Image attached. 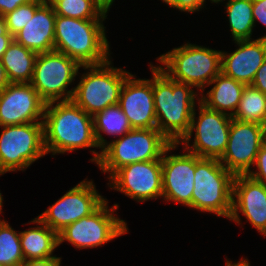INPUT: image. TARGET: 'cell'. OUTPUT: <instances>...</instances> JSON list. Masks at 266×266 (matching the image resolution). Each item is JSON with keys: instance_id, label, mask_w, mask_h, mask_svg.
<instances>
[{"instance_id": "16", "label": "cell", "mask_w": 266, "mask_h": 266, "mask_svg": "<svg viewBox=\"0 0 266 266\" xmlns=\"http://www.w3.org/2000/svg\"><path fill=\"white\" fill-rule=\"evenodd\" d=\"M45 106L30 83H10L0 91V127L43 122Z\"/></svg>"}, {"instance_id": "4", "label": "cell", "mask_w": 266, "mask_h": 266, "mask_svg": "<svg viewBox=\"0 0 266 266\" xmlns=\"http://www.w3.org/2000/svg\"><path fill=\"white\" fill-rule=\"evenodd\" d=\"M172 143L157 128H133L125 135L108 141L100 151L90 150L91 162L109 179L119 168L162 158Z\"/></svg>"}, {"instance_id": "11", "label": "cell", "mask_w": 266, "mask_h": 266, "mask_svg": "<svg viewBox=\"0 0 266 266\" xmlns=\"http://www.w3.org/2000/svg\"><path fill=\"white\" fill-rule=\"evenodd\" d=\"M231 121V116L198 102L192 114L189 132L178 144L201 158L220 159L227 147Z\"/></svg>"}, {"instance_id": "13", "label": "cell", "mask_w": 266, "mask_h": 266, "mask_svg": "<svg viewBox=\"0 0 266 266\" xmlns=\"http://www.w3.org/2000/svg\"><path fill=\"white\" fill-rule=\"evenodd\" d=\"M265 142V126L232 118L227 147L219 161L234 175H247Z\"/></svg>"}, {"instance_id": "23", "label": "cell", "mask_w": 266, "mask_h": 266, "mask_svg": "<svg viewBox=\"0 0 266 266\" xmlns=\"http://www.w3.org/2000/svg\"><path fill=\"white\" fill-rule=\"evenodd\" d=\"M36 57V52L13 40L1 58L10 83H30Z\"/></svg>"}, {"instance_id": "28", "label": "cell", "mask_w": 266, "mask_h": 266, "mask_svg": "<svg viewBox=\"0 0 266 266\" xmlns=\"http://www.w3.org/2000/svg\"><path fill=\"white\" fill-rule=\"evenodd\" d=\"M24 261L20 231L0 217V266H21Z\"/></svg>"}, {"instance_id": "31", "label": "cell", "mask_w": 266, "mask_h": 266, "mask_svg": "<svg viewBox=\"0 0 266 266\" xmlns=\"http://www.w3.org/2000/svg\"><path fill=\"white\" fill-rule=\"evenodd\" d=\"M163 3L169 5L171 8L179 10L181 13H194L201 11L206 6L207 0H161Z\"/></svg>"}, {"instance_id": "7", "label": "cell", "mask_w": 266, "mask_h": 266, "mask_svg": "<svg viewBox=\"0 0 266 266\" xmlns=\"http://www.w3.org/2000/svg\"><path fill=\"white\" fill-rule=\"evenodd\" d=\"M111 59L98 65H81L85 72L78 71L80 80L71 100L91 116L119 103L122 85L131 74L114 67Z\"/></svg>"}, {"instance_id": "40", "label": "cell", "mask_w": 266, "mask_h": 266, "mask_svg": "<svg viewBox=\"0 0 266 266\" xmlns=\"http://www.w3.org/2000/svg\"><path fill=\"white\" fill-rule=\"evenodd\" d=\"M107 11H110V8L112 7V5L114 4L113 2H115V0H98Z\"/></svg>"}, {"instance_id": "12", "label": "cell", "mask_w": 266, "mask_h": 266, "mask_svg": "<svg viewBox=\"0 0 266 266\" xmlns=\"http://www.w3.org/2000/svg\"><path fill=\"white\" fill-rule=\"evenodd\" d=\"M85 178L37 217L57 234L69 224L92 214L105 200L93 180Z\"/></svg>"}, {"instance_id": "27", "label": "cell", "mask_w": 266, "mask_h": 266, "mask_svg": "<svg viewBox=\"0 0 266 266\" xmlns=\"http://www.w3.org/2000/svg\"><path fill=\"white\" fill-rule=\"evenodd\" d=\"M232 118L266 127V94L251 85L245 86L239 106Z\"/></svg>"}, {"instance_id": "30", "label": "cell", "mask_w": 266, "mask_h": 266, "mask_svg": "<svg viewBox=\"0 0 266 266\" xmlns=\"http://www.w3.org/2000/svg\"><path fill=\"white\" fill-rule=\"evenodd\" d=\"M253 167L255 169H251L247 175L266 185V142L260 147Z\"/></svg>"}, {"instance_id": "17", "label": "cell", "mask_w": 266, "mask_h": 266, "mask_svg": "<svg viewBox=\"0 0 266 266\" xmlns=\"http://www.w3.org/2000/svg\"><path fill=\"white\" fill-rule=\"evenodd\" d=\"M257 232L266 237V185L248 175H235L232 211L229 220L240 225V214Z\"/></svg>"}, {"instance_id": "29", "label": "cell", "mask_w": 266, "mask_h": 266, "mask_svg": "<svg viewBox=\"0 0 266 266\" xmlns=\"http://www.w3.org/2000/svg\"><path fill=\"white\" fill-rule=\"evenodd\" d=\"M44 0H31L24 5H20L12 12L4 16L7 31L14 37L34 16L35 10Z\"/></svg>"}, {"instance_id": "10", "label": "cell", "mask_w": 266, "mask_h": 266, "mask_svg": "<svg viewBox=\"0 0 266 266\" xmlns=\"http://www.w3.org/2000/svg\"><path fill=\"white\" fill-rule=\"evenodd\" d=\"M80 67L76 60L55 50L37 54L30 84L46 103L69 101L75 87L69 88Z\"/></svg>"}, {"instance_id": "25", "label": "cell", "mask_w": 266, "mask_h": 266, "mask_svg": "<svg viewBox=\"0 0 266 266\" xmlns=\"http://www.w3.org/2000/svg\"><path fill=\"white\" fill-rule=\"evenodd\" d=\"M225 0H220V4ZM225 12L233 40H252L254 31L252 0H226Z\"/></svg>"}, {"instance_id": "18", "label": "cell", "mask_w": 266, "mask_h": 266, "mask_svg": "<svg viewBox=\"0 0 266 266\" xmlns=\"http://www.w3.org/2000/svg\"><path fill=\"white\" fill-rule=\"evenodd\" d=\"M151 79L136 78L130 74L124 81L119 103L132 128H156L153 98V64L150 63Z\"/></svg>"}, {"instance_id": "26", "label": "cell", "mask_w": 266, "mask_h": 266, "mask_svg": "<svg viewBox=\"0 0 266 266\" xmlns=\"http://www.w3.org/2000/svg\"><path fill=\"white\" fill-rule=\"evenodd\" d=\"M54 9L56 16L82 20L108 19L109 11L98 0H44Z\"/></svg>"}, {"instance_id": "24", "label": "cell", "mask_w": 266, "mask_h": 266, "mask_svg": "<svg viewBox=\"0 0 266 266\" xmlns=\"http://www.w3.org/2000/svg\"><path fill=\"white\" fill-rule=\"evenodd\" d=\"M93 126L96 142L101 150L108 144L102 133L117 139L133 129L118 104L106 107L103 111L96 113L93 116Z\"/></svg>"}, {"instance_id": "20", "label": "cell", "mask_w": 266, "mask_h": 266, "mask_svg": "<svg viewBox=\"0 0 266 266\" xmlns=\"http://www.w3.org/2000/svg\"><path fill=\"white\" fill-rule=\"evenodd\" d=\"M56 14L45 1L35 10L33 18L14 36V40L37 54L54 50Z\"/></svg>"}, {"instance_id": "21", "label": "cell", "mask_w": 266, "mask_h": 266, "mask_svg": "<svg viewBox=\"0 0 266 266\" xmlns=\"http://www.w3.org/2000/svg\"><path fill=\"white\" fill-rule=\"evenodd\" d=\"M212 85L213 87L207 92L200 93V102L209 109L233 117L246 85L224 75L222 72L208 86Z\"/></svg>"}, {"instance_id": "19", "label": "cell", "mask_w": 266, "mask_h": 266, "mask_svg": "<svg viewBox=\"0 0 266 266\" xmlns=\"http://www.w3.org/2000/svg\"><path fill=\"white\" fill-rule=\"evenodd\" d=\"M237 49L221 52V72L232 79L251 85L266 58V38L236 40Z\"/></svg>"}, {"instance_id": "36", "label": "cell", "mask_w": 266, "mask_h": 266, "mask_svg": "<svg viewBox=\"0 0 266 266\" xmlns=\"http://www.w3.org/2000/svg\"><path fill=\"white\" fill-rule=\"evenodd\" d=\"M13 40L14 37L8 31L4 35H0V59Z\"/></svg>"}, {"instance_id": "33", "label": "cell", "mask_w": 266, "mask_h": 266, "mask_svg": "<svg viewBox=\"0 0 266 266\" xmlns=\"http://www.w3.org/2000/svg\"><path fill=\"white\" fill-rule=\"evenodd\" d=\"M62 257H48L45 259H31L24 261L21 266H61Z\"/></svg>"}, {"instance_id": "37", "label": "cell", "mask_w": 266, "mask_h": 266, "mask_svg": "<svg viewBox=\"0 0 266 266\" xmlns=\"http://www.w3.org/2000/svg\"><path fill=\"white\" fill-rule=\"evenodd\" d=\"M9 84H10V81L8 80L6 71L0 59V91L6 88Z\"/></svg>"}, {"instance_id": "32", "label": "cell", "mask_w": 266, "mask_h": 266, "mask_svg": "<svg viewBox=\"0 0 266 266\" xmlns=\"http://www.w3.org/2000/svg\"><path fill=\"white\" fill-rule=\"evenodd\" d=\"M252 3L254 26L259 22L266 28V0H252ZM261 38H266V35Z\"/></svg>"}, {"instance_id": "5", "label": "cell", "mask_w": 266, "mask_h": 266, "mask_svg": "<svg viewBox=\"0 0 266 266\" xmlns=\"http://www.w3.org/2000/svg\"><path fill=\"white\" fill-rule=\"evenodd\" d=\"M221 52L187 42L161 54L156 61L171 79L189 84L201 93L221 72Z\"/></svg>"}, {"instance_id": "35", "label": "cell", "mask_w": 266, "mask_h": 266, "mask_svg": "<svg viewBox=\"0 0 266 266\" xmlns=\"http://www.w3.org/2000/svg\"><path fill=\"white\" fill-rule=\"evenodd\" d=\"M31 0H0V15L5 16L20 5H24Z\"/></svg>"}, {"instance_id": "2", "label": "cell", "mask_w": 266, "mask_h": 266, "mask_svg": "<svg viewBox=\"0 0 266 266\" xmlns=\"http://www.w3.org/2000/svg\"><path fill=\"white\" fill-rule=\"evenodd\" d=\"M44 145L52 155L79 149L96 148L93 116L72 100L46 103L44 118Z\"/></svg>"}, {"instance_id": "41", "label": "cell", "mask_w": 266, "mask_h": 266, "mask_svg": "<svg viewBox=\"0 0 266 266\" xmlns=\"http://www.w3.org/2000/svg\"><path fill=\"white\" fill-rule=\"evenodd\" d=\"M0 176H2L1 174H0ZM3 195H2V193H1V191H0V214H3L2 213V208L4 207L3 206Z\"/></svg>"}, {"instance_id": "39", "label": "cell", "mask_w": 266, "mask_h": 266, "mask_svg": "<svg viewBox=\"0 0 266 266\" xmlns=\"http://www.w3.org/2000/svg\"><path fill=\"white\" fill-rule=\"evenodd\" d=\"M6 32H7V26L5 18L0 15V35H4Z\"/></svg>"}, {"instance_id": "8", "label": "cell", "mask_w": 266, "mask_h": 266, "mask_svg": "<svg viewBox=\"0 0 266 266\" xmlns=\"http://www.w3.org/2000/svg\"><path fill=\"white\" fill-rule=\"evenodd\" d=\"M108 201L106 199L92 214L82 217L60 231L58 246L66 241L78 250L92 249L128 233L125 220L114 213L119 209V204H113L109 208Z\"/></svg>"}, {"instance_id": "9", "label": "cell", "mask_w": 266, "mask_h": 266, "mask_svg": "<svg viewBox=\"0 0 266 266\" xmlns=\"http://www.w3.org/2000/svg\"><path fill=\"white\" fill-rule=\"evenodd\" d=\"M0 174L25 171L46 153L43 122L1 126Z\"/></svg>"}, {"instance_id": "42", "label": "cell", "mask_w": 266, "mask_h": 266, "mask_svg": "<svg viewBox=\"0 0 266 266\" xmlns=\"http://www.w3.org/2000/svg\"><path fill=\"white\" fill-rule=\"evenodd\" d=\"M218 1H220V0H210V3H217Z\"/></svg>"}, {"instance_id": "14", "label": "cell", "mask_w": 266, "mask_h": 266, "mask_svg": "<svg viewBox=\"0 0 266 266\" xmlns=\"http://www.w3.org/2000/svg\"><path fill=\"white\" fill-rule=\"evenodd\" d=\"M110 190H116L136 202L162 197V158L136 162L119 168L109 179Z\"/></svg>"}, {"instance_id": "6", "label": "cell", "mask_w": 266, "mask_h": 266, "mask_svg": "<svg viewBox=\"0 0 266 266\" xmlns=\"http://www.w3.org/2000/svg\"><path fill=\"white\" fill-rule=\"evenodd\" d=\"M235 175L216 158H201L195 154L192 209L214 213L229 220L232 211Z\"/></svg>"}, {"instance_id": "22", "label": "cell", "mask_w": 266, "mask_h": 266, "mask_svg": "<svg viewBox=\"0 0 266 266\" xmlns=\"http://www.w3.org/2000/svg\"><path fill=\"white\" fill-rule=\"evenodd\" d=\"M27 224L37 225L20 231V244L25 261L56 256L53 252L58 248V234L38 217Z\"/></svg>"}, {"instance_id": "15", "label": "cell", "mask_w": 266, "mask_h": 266, "mask_svg": "<svg viewBox=\"0 0 266 266\" xmlns=\"http://www.w3.org/2000/svg\"><path fill=\"white\" fill-rule=\"evenodd\" d=\"M178 147V143H172L162 156V200L192 209L195 154L183 148L182 154L169 155V152L177 150Z\"/></svg>"}, {"instance_id": "34", "label": "cell", "mask_w": 266, "mask_h": 266, "mask_svg": "<svg viewBox=\"0 0 266 266\" xmlns=\"http://www.w3.org/2000/svg\"><path fill=\"white\" fill-rule=\"evenodd\" d=\"M251 86L266 94V58L261 67L257 70Z\"/></svg>"}, {"instance_id": "1", "label": "cell", "mask_w": 266, "mask_h": 266, "mask_svg": "<svg viewBox=\"0 0 266 266\" xmlns=\"http://www.w3.org/2000/svg\"><path fill=\"white\" fill-rule=\"evenodd\" d=\"M199 95L193 86L171 79L153 65L156 128L171 143H179L189 132L193 111L200 102Z\"/></svg>"}, {"instance_id": "38", "label": "cell", "mask_w": 266, "mask_h": 266, "mask_svg": "<svg viewBox=\"0 0 266 266\" xmlns=\"http://www.w3.org/2000/svg\"><path fill=\"white\" fill-rule=\"evenodd\" d=\"M225 266H251L250 261L248 260V258H241L239 261L233 262L229 259L225 260Z\"/></svg>"}, {"instance_id": "3", "label": "cell", "mask_w": 266, "mask_h": 266, "mask_svg": "<svg viewBox=\"0 0 266 266\" xmlns=\"http://www.w3.org/2000/svg\"><path fill=\"white\" fill-rule=\"evenodd\" d=\"M105 20H82L56 16L54 50L80 65H98L112 58Z\"/></svg>"}]
</instances>
